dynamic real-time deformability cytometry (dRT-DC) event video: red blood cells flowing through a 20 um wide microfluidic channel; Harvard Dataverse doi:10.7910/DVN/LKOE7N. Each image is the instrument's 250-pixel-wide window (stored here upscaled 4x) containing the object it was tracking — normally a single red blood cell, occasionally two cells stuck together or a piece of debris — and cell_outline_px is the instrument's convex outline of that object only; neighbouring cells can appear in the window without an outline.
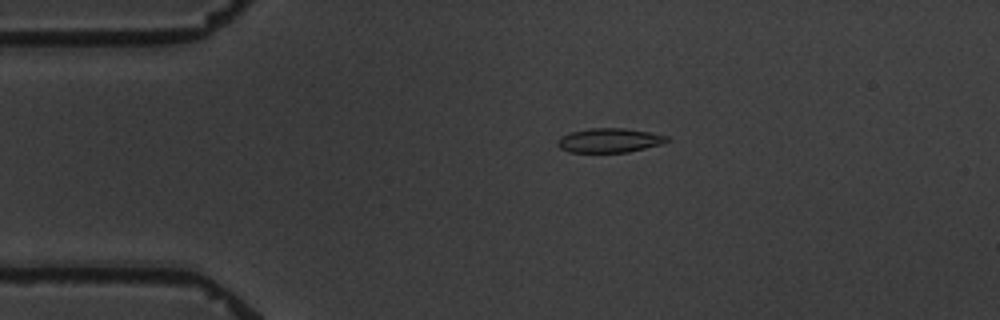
{"species": "common noctule bat (a hibernating species)", "species_latin": "Nyctalus noctula", "temperature_condition": "warm", "stored_images_in_passage": 6, "camera_frame_rate_fps": 3000, "um_per_image_px": 0.085, "animal": {"sex": "male", "body_mass_g": 19.5, "forearm_length_mm": 54.6}, "frame": {"image": 1, "passage_image": 4, "time_ms": 3.333, "image_size_px": [1000, 320], "cell_outline_px": [[668, 140], [660, 144], [628, 152], [568, 152], [560, 148], [556, 144], [556, 140], [560, 136], [572, 132], [588, 128], [624, 128], [648, 132], [668, 136]], "centroid_in_image_um": [51.73, 11.93], "position_along_channel_um": 33.3, "area_um2": 15.37}}
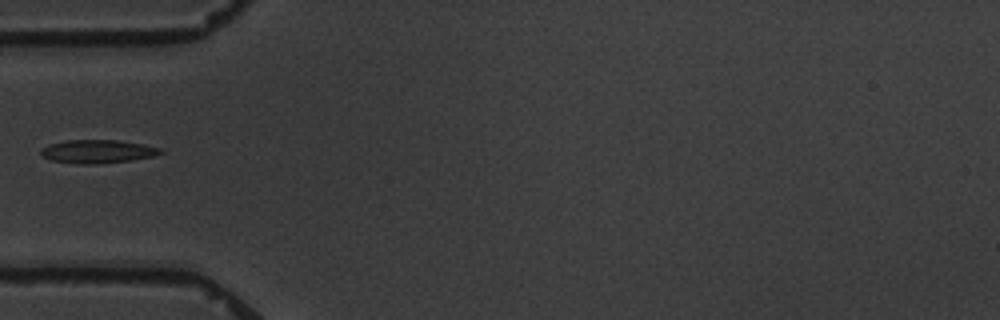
{"frame": {"image": 2, "passage_image": 6, "time_ms": 5.667, "image_size_px": [1000, 320], "cell_outline_px": [[164, 152], [152, 156], [132, 160], [96, 164], [76, 164], [52, 160], [44, 156], [40, 152], [40, 148], [48, 144], [64, 140], [116, 140], [144, 144], [160, 148]], "centroid_in_image_um": [8.27, 12.87], "position_along_channel_um": 76.7, "area_um2": 16.3}}